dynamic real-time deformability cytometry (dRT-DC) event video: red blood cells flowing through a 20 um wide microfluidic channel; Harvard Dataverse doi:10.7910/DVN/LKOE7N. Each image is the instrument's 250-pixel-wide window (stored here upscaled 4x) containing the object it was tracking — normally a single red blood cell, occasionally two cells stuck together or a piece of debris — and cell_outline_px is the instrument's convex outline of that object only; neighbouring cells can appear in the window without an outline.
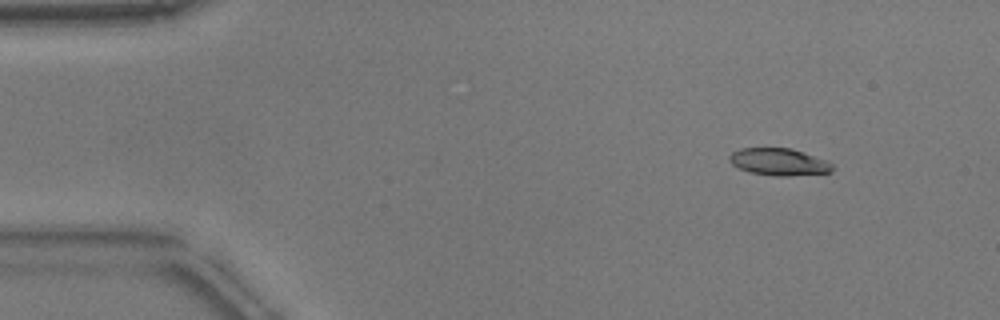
{"species": "common noctule bat (a hibernating species)", "species_latin": "Nyctalus noctula", "temperature_condition": "warm", "stored_images_in_passage": 51, "camera_frame_rate_fps": 3000, "um_per_image_px": 0.085, "animal": {"sex": "male", "body_mass_g": 17.9}, "frame": {"image": 1, "passage_image": 4, "time_ms": 1.0, "image_size_px": [1000, 320], "cell_outline_px": [[832, 172], [788, 176], [776, 176], [748, 172], [732, 164], [728, 160], [728, 156], [732, 152], [740, 148], [792, 148], [828, 160], [832, 164]], "centroid_in_image_um": [66.2, 13.75], "position_along_channel_um": 18.8, "area_um2": 16.42}}
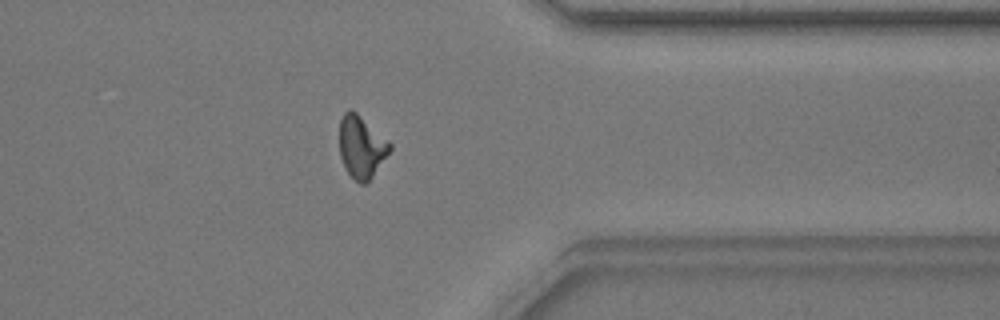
{"frame": {"image": 2, "passage_image": 40, "time_ms": 13.0, "image_size_px": [1000, 320], "cell_outline_px": [[392, 148], [372, 176], [364, 184], [360, 184], [344, 168], [340, 156], [340, 120], [344, 112], [348, 108], [352, 108], [388, 140], [392, 144]], "centroid_in_image_um": [30.71, 12.45], "position_along_channel_um": 380.7, "area_um2": 18.15}}
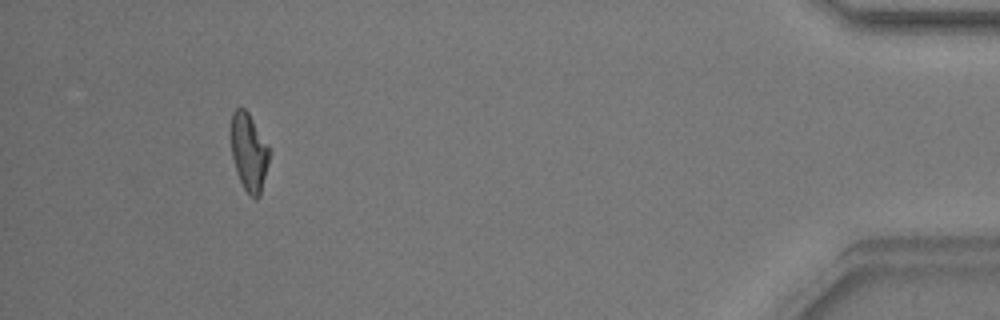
{"frame": {"image": 3, "passage_image": 47, "time_ms": 15.333, "image_size_px": [1000, 320], "cell_outline_px": [[268, 164], [260, 196], [256, 200], [244, 188], [236, 172], [232, 156], [232, 112], [236, 108], [244, 108], [248, 112], [268, 148]], "centroid_in_image_um": [21.14, 12.96], "position_along_channel_um": 414.1, "area_um2": 16.7}, "authors_computed_cell_mechanics": {"area_um2": 17.629, "velocity_mm_per_s": 3.8251, "shape_relaxation_time_tau1_ms": 4.2839, "shape_relaxation_time_tau2_ms": 2.4204, "deformation_change_tau1": 0.1743, "deformation_change_tau2": 0.0808}}